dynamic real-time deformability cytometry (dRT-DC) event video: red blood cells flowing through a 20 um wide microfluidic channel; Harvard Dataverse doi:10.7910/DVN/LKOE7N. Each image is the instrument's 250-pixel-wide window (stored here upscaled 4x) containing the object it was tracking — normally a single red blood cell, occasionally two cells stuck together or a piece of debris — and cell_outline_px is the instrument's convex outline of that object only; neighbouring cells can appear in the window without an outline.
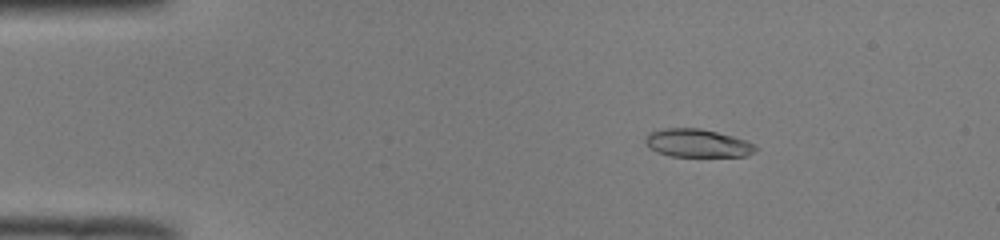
{"species": "common noctule bat (a hibernating species)", "species_latin": "Nyctalus noctula", "temperature_condition": "room temperature", "stored_images_in_passage": 52, "camera_frame_rate_fps": 3000, "um_per_image_px": 0.085, "animal": {"sex": "male", "body_mass_g": 19.0, "forearm_length_mm": 50.8}, "frame": {"image": 1, "passage_image": 9, "time_ms": 2.667, "image_size_px": [1000, 240], "cell_outline_px": [[756, 152], [744, 156], [668, 156], [656, 152], [648, 148], [644, 140], [644, 136], [648, 132], [664, 128], [700, 128], [732, 136], [744, 140], [752, 144], [756, 148]], "centroid_in_image_um": [59.19, 12.17], "position_along_channel_um": 25.8, "area_um2": 18.09}}
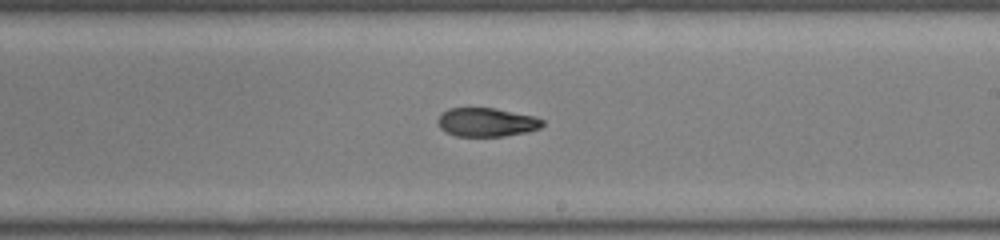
{"frame": {"image": 2, "passage_image": 31, "time_ms": 10.0, "image_size_px": [1000, 240], "cell_outline_px": [[544, 124], [540, 128], [528, 132], [504, 136], [456, 136], [444, 132], [440, 128], [436, 120], [440, 112], [448, 108], [496, 108], [536, 116], [544, 120]], "centroid_in_image_um": [41.35, 10.38], "position_along_channel_um": 247.7, "area_um2": 17.92}}
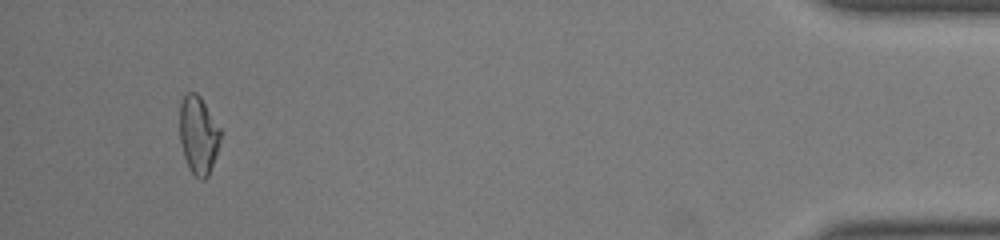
{"frame": {"image": 3, "passage_image": 49, "time_ms": 16.0, "image_size_px": [1000, 240], "cell_outline_px": [[220, 140], [216, 156], [208, 176], [204, 180], [200, 180], [188, 168], [184, 156], [180, 140], [180, 100], [188, 92], [196, 92], [200, 96], [220, 128]], "centroid_in_image_um": [16.85, 11.48], "position_along_channel_um": 418.3, "area_um2": 18.5}, "authors_computed_cell_mechanics": {"area_um2": 18.496, "velocity_mm_per_s": 4.0063, "shape_relaxation_time_tau1_ms": null, "shape_relaxation_time_tau2_ms": 3.7477, "deformation_change_tau1": null, "deformation_change_tau2": 0.1002}}